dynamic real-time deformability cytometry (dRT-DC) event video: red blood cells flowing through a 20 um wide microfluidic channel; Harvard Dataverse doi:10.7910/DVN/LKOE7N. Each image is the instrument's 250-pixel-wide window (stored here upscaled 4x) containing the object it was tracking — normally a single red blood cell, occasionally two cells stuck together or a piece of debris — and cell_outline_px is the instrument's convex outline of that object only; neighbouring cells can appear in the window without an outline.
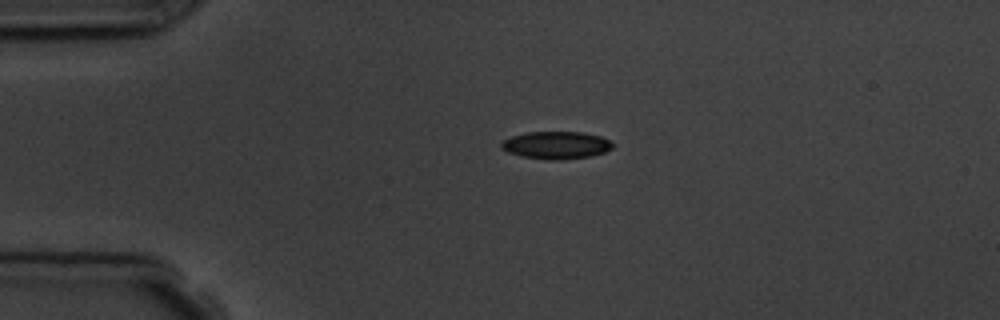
{"species": "common noctule bat (a hibernating species)", "species_latin": "Nyctalus noctula", "temperature_condition": "room temperature", "stored_images_in_passage": 3, "camera_frame_rate_fps": 3000, "um_per_image_px": 0.085, "animal": {"sex": "male", "body_mass_g": 19.5, "forearm_length_mm": 54.6}, "frame": {"image": 1, "passage_image": 1, "time_ms": 0.0, "image_size_px": [1000, 320], "cell_outline_px": [[612, 148], [604, 152], [592, 156], [564, 160], [548, 160], [520, 156], [508, 152], [500, 148], [500, 140], [512, 136], [528, 132], [584, 132], [600, 136], [608, 140], [612, 144]], "centroid_in_image_um": [47.23, 12.34], "position_along_channel_um": 37.8, "area_um2": 18.03}}
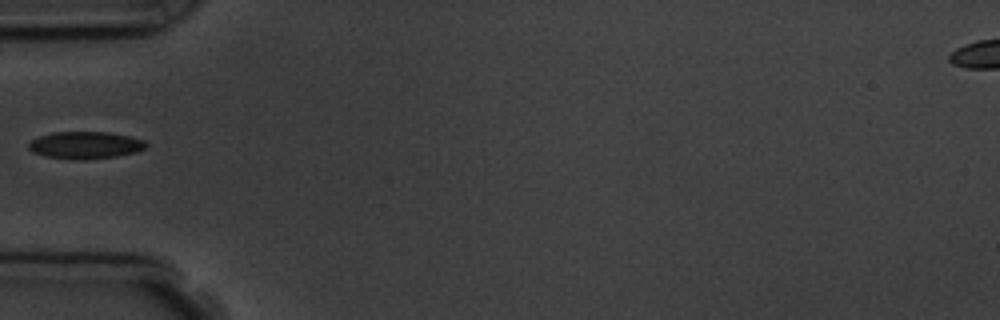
{"frame": {"image": 2, "passage_image": 3, "time_ms": 2.0, "image_size_px": [1000, 320], "cell_outline_px": [[148, 144], [144, 148], [136, 152], [116, 156], [84, 160], [72, 160], [44, 156], [32, 152], [28, 148], [28, 144], [32, 140], [40, 136], [52, 132], [108, 132], [128, 136], [144, 140]], "centroid_in_image_um": [7.22, 12.34], "position_along_channel_um": 77.8, "area_um2": 18.67}}